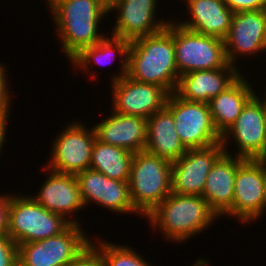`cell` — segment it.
I'll return each mask as SVG.
<instances>
[{
	"label": "cell",
	"instance_id": "cell-25",
	"mask_svg": "<svg viewBox=\"0 0 266 266\" xmlns=\"http://www.w3.org/2000/svg\"><path fill=\"white\" fill-rule=\"evenodd\" d=\"M134 155L127 149L95 139L90 169L99 171L110 179L128 182Z\"/></svg>",
	"mask_w": 266,
	"mask_h": 266
},
{
	"label": "cell",
	"instance_id": "cell-26",
	"mask_svg": "<svg viewBox=\"0 0 266 266\" xmlns=\"http://www.w3.org/2000/svg\"><path fill=\"white\" fill-rule=\"evenodd\" d=\"M97 240H91V244L99 251L103 266H152V263L128 245H116L100 238Z\"/></svg>",
	"mask_w": 266,
	"mask_h": 266
},
{
	"label": "cell",
	"instance_id": "cell-12",
	"mask_svg": "<svg viewBox=\"0 0 266 266\" xmlns=\"http://www.w3.org/2000/svg\"><path fill=\"white\" fill-rule=\"evenodd\" d=\"M112 111L148 119L167 105L170 92L155 84L143 83L124 76L111 82Z\"/></svg>",
	"mask_w": 266,
	"mask_h": 266
},
{
	"label": "cell",
	"instance_id": "cell-27",
	"mask_svg": "<svg viewBox=\"0 0 266 266\" xmlns=\"http://www.w3.org/2000/svg\"><path fill=\"white\" fill-rule=\"evenodd\" d=\"M0 266H18L17 244L7 234H0Z\"/></svg>",
	"mask_w": 266,
	"mask_h": 266
},
{
	"label": "cell",
	"instance_id": "cell-35",
	"mask_svg": "<svg viewBox=\"0 0 266 266\" xmlns=\"http://www.w3.org/2000/svg\"><path fill=\"white\" fill-rule=\"evenodd\" d=\"M3 66H4L3 63H0V69H1Z\"/></svg>",
	"mask_w": 266,
	"mask_h": 266
},
{
	"label": "cell",
	"instance_id": "cell-16",
	"mask_svg": "<svg viewBox=\"0 0 266 266\" xmlns=\"http://www.w3.org/2000/svg\"><path fill=\"white\" fill-rule=\"evenodd\" d=\"M75 176L85 207L94 202L117 214L139 215L133 207L128 182L110 179L90 168Z\"/></svg>",
	"mask_w": 266,
	"mask_h": 266
},
{
	"label": "cell",
	"instance_id": "cell-18",
	"mask_svg": "<svg viewBox=\"0 0 266 266\" xmlns=\"http://www.w3.org/2000/svg\"><path fill=\"white\" fill-rule=\"evenodd\" d=\"M238 68L228 64L218 69L189 72L180 76L175 93L183 100L209 103L242 75Z\"/></svg>",
	"mask_w": 266,
	"mask_h": 266
},
{
	"label": "cell",
	"instance_id": "cell-24",
	"mask_svg": "<svg viewBox=\"0 0 266 266\" xmlns=\"http://www.w3.org/2000/svg\"><path fill=\"white\" fill-rule=\"evenodd\" d=\"M249 82L242 74L231 86L209 101L211 118L220 135L236 121L244 106L256 94Z\"/></svg>",
	"mask_w": 266,
	"mask_h": 266
},
{
	"label": "cell",
	"instance_id": "cell-14",
	"mask_svg": "<svg viewBox=\"0 0 266 266\" xmlns=\"http://www.w3.org/2000/svg\"><path fill=\"white\" fill-rule=\"evenodd\" d=\"M228 63L237 67L238 57L266 52V9L235 12L224 39Z\"/></svg>",
	"mask_w": 266,
	"mask_h": 266
},
{
	"label": "cell",
	"instance_id": "cell-6",
	"mask_svg": "<svg viewBox=\"0 0 266 266\" xmlns=\"http://www.w3.org/2000/svg\"><path fill=\"white\" fill-rule=\"evenodd\" d=\"M82 226L70 224L58 235L17 245L18 266H67L91 244Z\"/></svg>",
	"mask_w": 266,
	"mask_h": 266
},
{
	"label": "cell",
	"instance_id": "cell-31",
	"mask_svg": "<svg viewBox=\"0 0 266 266\" xmlns=\"http://www.w3.org/2000/svg\"><path fill=\"white\" fill-rule=\"evenodd\" d=\"M10 194H0V234H7Z\"/></svg>",
	"mask_w": 266,
	"mask_h": 266
},
{
	"label": "cell",
	"instance_id": "cell-29",
	"mask_svg": "<svg viewBox=\"0 0 266 266\" xmlns=\"http://www.w3.org/2000/svg\"><path fill=\"white\" fill-rule=\"evenodd\" d=\"M6 67L5 64V66L0 69V112H10V105L12 104L11 98H13L10 93L11 88H8L10 84H8L9 82L6 80L8 78Z\"/></svg>",
	"mask_w": 266,
	"mask_h": 266
},
{
	"label": "cell",
	"instance_id": "cell-13",
	"mask_svg": "<svg viewBox=\"0 0 266 266\" xmlns=\"http://www.w3.org/2000/svg\"><path fill=\"white\" fill-rule=\"evenodd\" d=\"M225 153L222 143L188 149L171 167L172 193L202 195L207 176Z\"/></svg>",
	"mask_w": 266,
	"mask_h": 266
},
{
	"label": "cell",
	"instance_id": "cell-22",
	"mask_svg": "<svg viewBox=\"0 0 266 266\" xmlns=\"http://www.w3.org/2000/svg\"><path fill=\"white\" fill-rule=\"evenodd\" d=\"M130 44L131 40L129 39L114 36L112 34L110 37L105 35L95 45L82 48L69 61L74 68L76 67L75 70L81 69V71H84L85 73L86 71H91L92 74H89L91 78L97 79V75H95L96 72L94 73L90 70L92 68L90 65L94 63L102 66L104 64L107 65L109 64L108 59L110 60V63H112L114 60L113 58L115 57L116 59V55L117 58H119L118 56L120 55V74L118 72L116 74L113 73L114 75H111V81H109L114 82L127 75Z\"/></svg>",
	"mask_w": 266,
	"mask_h": 266
},
{
	"label": "cell",
	"instance_id": "cell-7",
	"mask_svg": "<svg viewBox=\"0 0 266 266\" xmlns=\"http://www.w3.org/2000/svg\"><path fill=\"white\" fill-rule=\"evenodd\" d=\"M176 20H173V40L179 78L192 71L218 69L229 64L224 40L185 29Z\"/></svg>",
	"mask_w": 266,
	"mask_h": 266
},
{
	"label": "cell",
	"instance_id": "cell-33",
	"mask_svg": "<svg viewBox=\"0 0 266 266\" xmlns=\"http://www.w3.org/2000/svg\"><path fill=\"white\" fill-rule=\"evenodd\" d=\"M263 181H264L265 194H266V157H263Z\"/></svg>",
	"mask_w": 266,
	"mask_h": 266
},
{
	"label": "cell",
	"instance_id": "cell-10",
	"mask_svg": "<svg viewBox=\"0 0 266 266\" xmlns=\"http://www.w3.org/2000/svg\"><path fill=\"white\" fill-rule=\"evenodd\" d=\"M166 108L171 112L177 134L187 149L221 143V135L214 127L208 103L183 100L173 92Z\"/></svg>",
	"mask_w": 266,
	"mask_h": 266
},
{
	"label": "cell",
	"instance_id": "cell-19",
	"mask_svg": "<svg viewBox=\"0 0 266 266\" xmlns=\"http://www.w3.org/2000/svg\"><path fill=\"white\" fill-rule=\"evenodd\" d=\"M244 160L231 153H224L207 176L202 196L218 219L225 215L232 217L236 170Z\"/></svg>",
	"mask_w": 266,
	"mask_h": 266
},
{
	"label": "cell",
	"instance_id": "cell-11",
	"mask_svg": "<svg viewBox=\"0 0 266 266\" xmlns=\"http://www.w3.org/2000/svg\"><path fill=\"white\" fill-rule=\"evenodd\" d=\"M263 158L245 159L236 170L232 217L239 223H252L266 212Z\"/></svg>",
	"mask_w": 266,
	"mask_h": 266
},
{
	"label": "cell",
	"instance_id": "cell-30",
	"mask_svg": "<svg viewBox=\"0 0 266 266\" xmlns=\"http://www.w3.org/2000/svg\"><path fill=\"white\" fill-rule=\"evenodd\" d=\"M224 2L234 13L266 9V0H224Z\"/></svg>",
	"mask_w": 266,
	"mask_h": 266
},
{
	"label": "cell",
	"instance_id": "cell-34",
	"mask_svg": "<svg viewBox=\"0 0 266 266\" xmlns=\"http://www.w3.org/2000/svg\"><path fill=\"white\" fill-rule=\"evenodd\" d=\"M108 8L117 0H101Z\"/></svg>",
	"mask_w": 266,
	"mask_h": 266
},
{
	"label": "cell",
	"instance_id": "cell-1",
	"mask_svg": "<svg viewBox=\"0 0 266 266\" xmlns=\"http://www.w3.org/2000/svg\"><path fill=\"white\" fill-rule=\"evenodd\" d=\"M129 78L176 91L179 74L175 62L173 19L160 32L131 40L128 54Z\"/></svg>",
	"mask_w": 266,
	"mask_h": 266
},
{
	"label": "cell",
	"instance_id": "cell-9",
	"mask_svg": "<svg viewBox=\"0 0 266 266\" xmlns=\"http://www.w3.org/2000/svg\"><path fill=\"white\" fill-rule=\"evenodd\" d=\"M67 124L52 140L51 159L44 167L58 173L76 175L90 168L96 136L93 127L90 129L79 120Z\"/></svg>",
	"mask_w": 266,
	"mask_h": 266
},
{
	"label": "cell",
	"instance_id": "cell-21",
	"mask_svg": "<svg viewBox=\"0 0 266 266\" xmlns=\"http://www.w3.org/2000/svg\"><path fill=\"white\" fill-rule=\"evenodd\" d=\"M188 20L177 22L181 27L198 34L214 36L224 40L230 30L234 12L224 0H184Z\"/></svg>",
	"mask_w": 266,
	"mask_h": 266
},
{
	"label": "cell",
	"instance_id": "cell-15",
	"mask_svg": "<svg viewBox=\"0 0 266 266\" xmlns=\"http://www.w3.org/2000/svg\"><path fill=\"white\" fill-rule=\"evenodd\" d=\"M159 0H117L109 8L108 14L117 11L112 35L129 40L153 35L162 31L170 20L156 18ZM157 3V4H156ZM159 21V22H158Z\"/></svg>",
	"mask_w": 266,
	"mask_h": 266
},
{
	"label": "cell",
	"instance_id": "cell-4",
	"mask_svg": "<svg viewBox=\"0 0 266 266\" xmlns=\"http://www.w3.org/2000/svg\"><path fill=\"white\" fill-rule=\"evenodd\" d=\"M172 163L146 150L135 153L129 187L134 209L146 217L171 192Z\"/></svg>",
	"mask_w": 266,
	"mask_h": 266
},
{
	"label": "cell",
	"instance_id": "cell-3",
	"mask_svg": "<svg viewBox=\"0 0 266 266\" xmlns=\"http://www.w3.org/2000/svg\"><path fill=\"white\" fill-rule=\"evenodd\" d=\"M152 229L162 232L166 240L185 243L213 225L218 216L202 195L170 193L147 216ZM157 228V229H156Z\"/></svg>",
	"mask_w": 266,
	"mask_h": 266
},
{
	"label": "cell",
	"instance_id": "cell-5",
	"mask_svg": "<svg viewBox=\"0 0 266 266\" xmlns=\"http://www.w3.org/2000/svg\"><path fill=\"white\" fill-rule=\"evenodd\" d=\"M70 224L63 216L42 207L31 196L11 194L7 235L17 245L58 235Z\"/></svg>",
	"mask_w": 266,
	"mask_h": 266
},
{
	"label": "cell",
	"instance_id": "cell-17",
	"mask_svg": "<svg viewBox=\"0 0 266 266\" xmlns=\"http://www.w3.org/2000/svg\"><path fill=\"white\" fill-rule=\"evenodd\" d=\"M44 169L48 176L37 194L31 197L45 209L63 216L71 224L81 225L79 219H73V214L76 215L85 207L76 176L58 173L46 167Z\"/></svg>",
	"mask_w": 266,
	"mask_h": 266
},
{
	"label": "cell",
	"instance_id": "cell-8",
	"mask_svg": "<svg viewBox=\"0 0 266 266\" xmlns=\"http://www.w3.org/2000/svg\"><path fill=\"white\" fill-rule=\"evenodd\" d=\"M258 96L256 93L247 102L236 121L221 135L225 153H229V143L233 139L236 143L235 148L237 147L234 156L244 159L266 157L265 96L264 98Z\"/></svg>",
	"mask_w": 266,
	"mask_h": 266
},
{
	"label": "cell",
	"instance_id": "cell-28",
	"mask_svg": "<svg viewBox=\"0 0 266 266\" xmlns=\"http://www.w3.org/2000/svg\"><path fill=\"white\" fill-rule=\"evenodd\" d=\"M67 266H103L99 251L90 244L82 253Z\"/></svg>",
	"mask_w": 266,
	"mask_h": 266
},
{
	"label": "cell",
	"instance_id": "cell-2",
	"mask_svg": "<svg viewBox=\"0 0 266 266\" xmlns=\"http://www.w3.org/2000/svg\"><path fill=\"white\" fill-rule=\"evenodd\" d=\"M56 27L61 50L70 60L82 48L95 45L106 34L99 33L108 7L101 0H45Z\"/></svg>",
	"mask_w": 266,
	"mask_h": 266
},
{
	"label": "cell",
	"instance_id": "cell-32",
	"mask_svg": "<svg viewBox=\"0 0 266 266\" xmlns=\"http://www.w3.org/2000/svg\"><path fill=\"white\" fill-rule=\"evenodd\" d=\"M9 113L10 112H0V152L4 143H6V138H8L6 135L8 131Z\"/></svg>",
	"mask_w": 266,
	"mask_h": 266
},
{
	"label": "cell",
	"instance_id": "cell-23",
	"mask_svg": "<svg viewBox=\"0 0 266 266\" xmlns=\"http://www.w3.org/2000/svg\"><path fill=\"white\" fill-rule=\"evenodd\" d=\"M145 150L173 163L188 149L181 142L171 112L165 107L147 119Z\"/></svg>",
	"mask_w": 266,
	"mask_h": 266
},
{
	"label": "cell",
	"instance_id": "cell-20",
	"mask_svg": "<svg viewBox=\"0 0 266 266\" xmlns=\"http://www.w3.org/2000/svg\"><path fill=\"white\" fill-rule=\"evenodd\" d=\"M93 125L96 139L109 145L127 149L133 153L145 150L147 119L123 115L111 110V115Z\"/></svg>",
	"mask_w": 266,
	"mask_h": 266
}]
</instances>
